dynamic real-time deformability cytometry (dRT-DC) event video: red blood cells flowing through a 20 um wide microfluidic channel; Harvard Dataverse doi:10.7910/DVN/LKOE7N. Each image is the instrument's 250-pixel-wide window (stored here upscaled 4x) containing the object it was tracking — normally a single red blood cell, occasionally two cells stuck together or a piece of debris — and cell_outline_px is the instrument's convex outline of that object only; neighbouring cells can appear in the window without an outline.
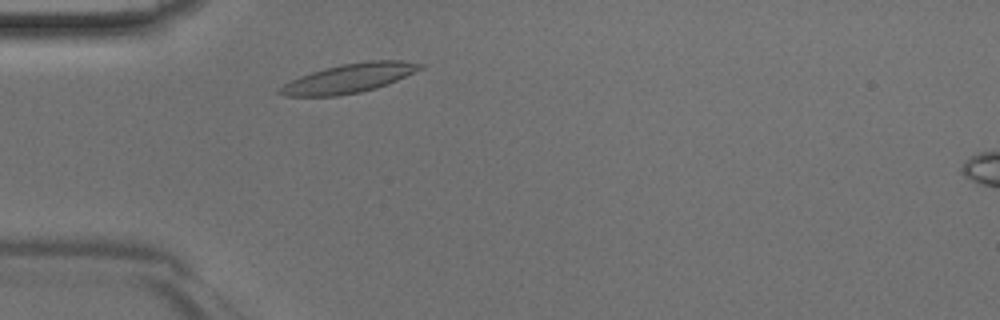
{"species": "Egyptian fruit bat (a non-hibernating species)", "species_latin": "Rousettus aegyptiacus", "temperature_condition": "room temperature", "stored_images_in_passage": 38, "camera_frame_rate_fps": 3000, "um_per_image_px": 0.085, "animal": {"sex": "male"}, "frame": {"image": 1, "passage_image": 5, "time_ms": 1.333, "image_size_px": [1000, 320], "cell_outline_px": [[428, 64], [424, 68], [396, 80], [376, 88], [360, 92], [336, 96], [284, 96], [276, 92], [276, 88], [300, 76], [324, 68], [344, 64], [372, 60], [400, 60]], "centroid_in_image_um": [29.67, 6.65], "position_along_channel_um": 55.3, "area_um2": 23.76}}
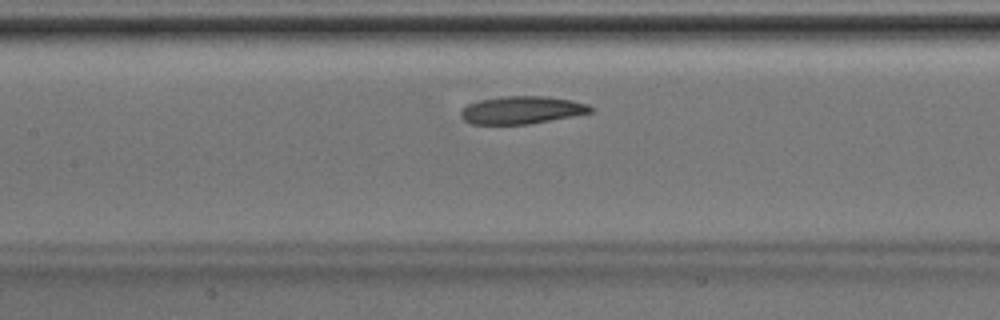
{"frame": {"image": 2, "passage_image": 13, "time_ms": 4.0, "image_size_px": [1000, 320], "cell_outline_px": [[592, 112], [572, 116], [528, 124], [472, 124], [464, 120], [460, 116], [460, 108], [468, 104], [480, 100], [500, 96], [548, 96], [572, 100], [588, 104], [592, 108]], "centroid_in_image_um": [44.31, 9.34], "position_along_channel_um": 163.1, "area_um2": 20.98}}
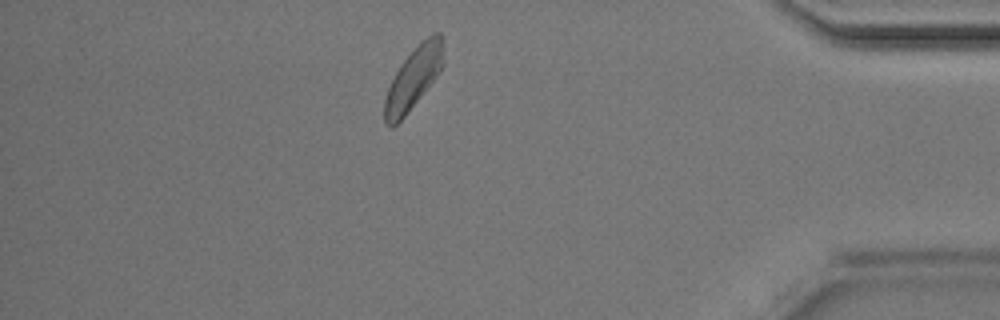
{"frame": {"image": 3, "passage_image": 32, "time_ms": 10.333, "image_size_px": [1000, 320], "cell_outline_px": [[444, 64], [440, 72], [404, 116], [392, 128], [388, 128], [384, 120], [384, 100], [388, 88], [400, 64], [428, 36], [436, 32], [440, 32]], "centroid_in_image_um": [35.12, 6.69], "position_along_channel_um": 400.1, "area_um2": 20.58}}